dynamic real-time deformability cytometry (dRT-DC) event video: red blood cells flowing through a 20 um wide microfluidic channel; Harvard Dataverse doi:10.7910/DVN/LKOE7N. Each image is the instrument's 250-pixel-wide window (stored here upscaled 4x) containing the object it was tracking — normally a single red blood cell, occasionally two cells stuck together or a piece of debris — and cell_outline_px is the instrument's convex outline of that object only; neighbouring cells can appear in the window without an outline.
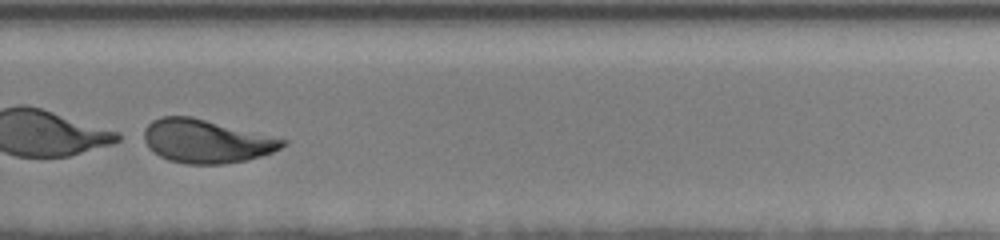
{"species": "human", "species_latin": "Homo sapiens", "temperature_condition": "room temperature", "stored_images_in_passage": 51, "camera_frame_rate_fps": 3000, "um_per_image_px": 0.085, "donor": {"sex": "female"}, "frame": {"image": 1, "passage_image": 35, "time_ms": 10.667, "image_size_px": [1000, 240], "cell_outline_px": [[288, 144], [272, 152], [260, 156], [244, 160], [224, 164], [184, 164], [168, 160], [160, 156], [148, 148], [144, 140], [144, 128], [152, 120], [160, 116], [192, 116], [288, 140]], "centroid_in_image_um": [17.5, 11.99], "position_along_channel_um": 312.3, "area_um2": 35.14}}